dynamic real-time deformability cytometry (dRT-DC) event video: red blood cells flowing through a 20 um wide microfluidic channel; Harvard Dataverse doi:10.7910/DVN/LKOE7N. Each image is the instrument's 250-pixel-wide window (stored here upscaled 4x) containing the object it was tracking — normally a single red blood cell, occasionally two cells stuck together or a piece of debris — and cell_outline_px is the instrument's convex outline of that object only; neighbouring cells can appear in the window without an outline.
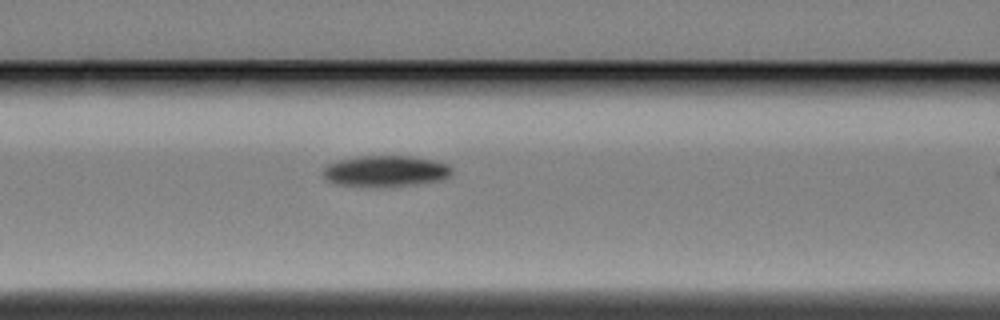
{"species": "Egyptian fruit bat (a non-hibernating species)", "species_latin": "Rousettus aegyptiacus", "temperature_condition": "cold", "stored_images_in_passage": 20, "camera_frame_rate_fps": 3000, "um_per_image_px": 0.085, "animal": {"sex": "female"}, "frame": {"image": 1, "passage_image": 15, "time_ms": 4.667, "image_size_px": [1000, 320], "cell_outline_px": [[452, 172], [448, 176], [440, 180], [416, 184], [336, 184], [328, 180], [324, 176], [324, 168], [328, 164], [340, 160], [360, 156], [408, 156], [432, 160], [448, 164], [452, 168]], "centroid_in_image_um": [32.81, 14.5], "position_along_channel_um": 133.8, "area_um2": 22.2}}